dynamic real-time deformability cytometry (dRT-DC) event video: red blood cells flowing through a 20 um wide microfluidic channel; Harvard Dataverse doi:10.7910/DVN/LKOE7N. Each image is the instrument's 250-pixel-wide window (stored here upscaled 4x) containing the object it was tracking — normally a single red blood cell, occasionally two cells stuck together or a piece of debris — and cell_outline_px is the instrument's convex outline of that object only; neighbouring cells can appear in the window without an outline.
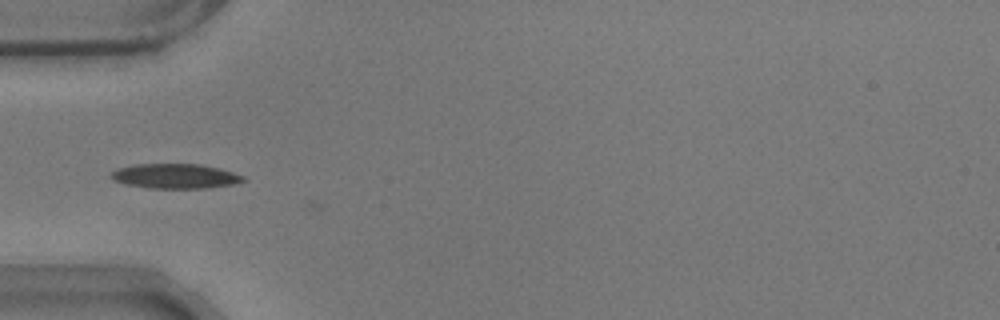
{"species": "common noctule bat (a hibernating species)", "species_latin": "Nyctalus noctula", "temperature_condition": "warm", "stored_images_in_passage": 32, "camera_frame_rate_fps": 3000, "um_per_image_px": 0.085, "animal": {"sex": "male", "body_mass_g": 17.9}, "frame": {"image": 1, "passage_image": 1, "time_ms": 0.0, "image_size_px": [1000, 320], "cell_outline_px": [[248, 180], [232, 184], [208, 188], [148, 188], [128, 184], [116, 180], [112, 176], [112, 172], [120, 168], [136, 164], [200, 164], [232, 172], [244, 176]], "centroid_in_image_um": [14.96, 14.97], "position_along_channel_um": 70.0, "area_um2": 18.67}}
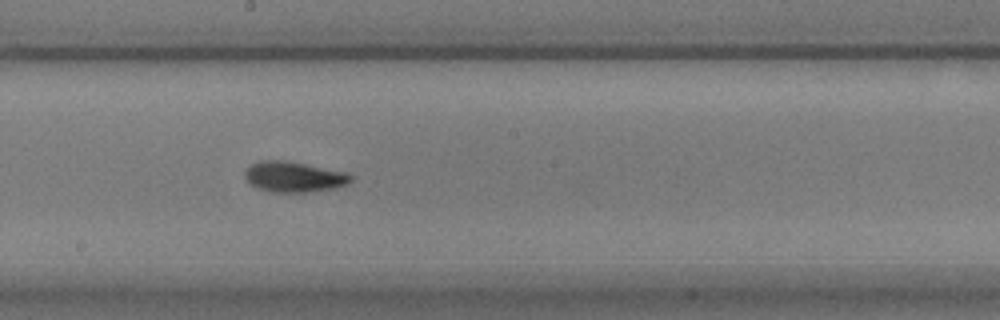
{"frame": {"image": 2, "passage_image": 14, "time_ms": 4.333, "image_size_px": [1000, 320], "cell_outline_px": [[352, 180], [348, 184], [336, 188], [308, 192], [268, 192], [256, 188], [248, 184], [244, 176], [244, 172], [252, 164], [260, 160], [288, 160], [348, 172], [352, 176]], "centroid_in_image_um": [24.98, 15.03], "position_along_channel_um": 223.2, "area_um2": 19.31}}
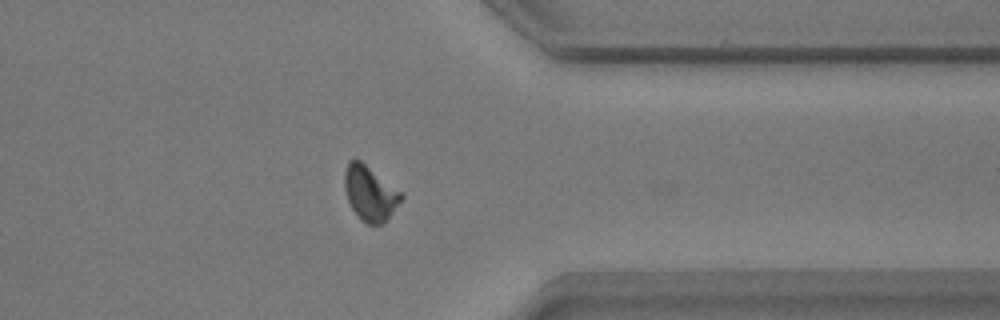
{"frame": {"image": 3, "passage_image": 28, "time_ms": 9.0, "image_size_px": [1000, 320], "cell_outline_px": [[404, 196], [384, 224], [368, 224], [360, 220], [356, 216], [348, 200], [344, 188], [344, 172], [348, 160], [356, 156], [404, 192]], "centroid_in_image_um": [31.45, 16.38], "position_along_channel_um": 379.9, "area_um2": 18.73}, "authors_computed_cell_mechanics": {"area_um2": 17.7735, "velocity_mm_per_s": 3.5169, "shape_relaxation_time_tau1_ms": 3.7728, "shape_relaxation_time_tau2_ms": 3.4187, "deformation_change_tau1": 0.1576, "deformation_change_tau2": 0.0772}}